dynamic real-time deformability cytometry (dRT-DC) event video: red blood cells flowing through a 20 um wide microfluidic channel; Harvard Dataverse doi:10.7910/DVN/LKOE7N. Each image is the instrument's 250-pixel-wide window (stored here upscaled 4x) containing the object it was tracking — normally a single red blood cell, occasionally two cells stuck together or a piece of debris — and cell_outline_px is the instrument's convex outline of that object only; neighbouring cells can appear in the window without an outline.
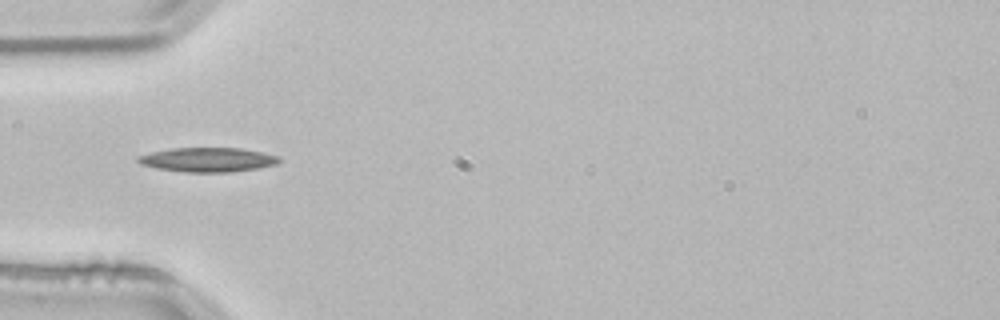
{"species": "common noctule bat (a hibernating species)", "species_latin": "Nyctalus noctula", "temperature_condition": "room temperature", "stored_images_in_passage": 22, "camera_frame_rate_fps": 3000, "um_per_image_px": 0.085, "animal": {"sex": "male", "body_mass_g": 21.5, "forearm_length_mm": 52.0}, "frame": {"image": 1, "passage_image": 1, "time_ms": 0.0, "image_size_px": [1000, 320], "cell_outline_px": [[280, 160], [276, 164], [256, 168], [232, 172], [184, 172], [156, 168], [140, 164], [136, 160], [136, 156], [152, 152], [172, 148], [240, 148], [280, 156]], "centroid_in_image_um": [17.62, 13.58], "position_along_channel_um": 67.4, "area_um2": 19.94}}
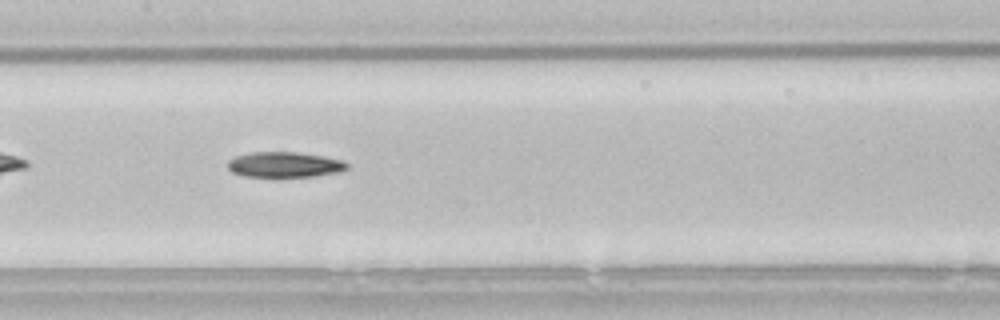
{"frame": {"image": 2, "passage_image": 10, "time_ms": 3.0, "image_size_px": [1000, 320], "cell_outline_px": [[348, 168], [340, 172], [312, 176], [244, 176], [232, 172], [228, 168], [228, 160], [236, 156], [252, 152], [296, 152], [324, 156], [344, 160], [348, 164]], "centroid_in_image_um": [24.21, 13.98], "position_along_channel_um": 183.2, "area_um2": 17.57}}
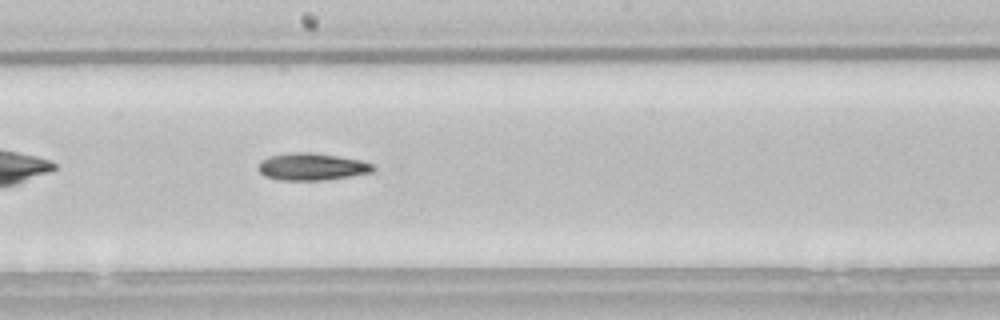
{"frame": {"image": 3, "passage_image": 13, "time_ms": 4.0, "image_size_px": [1000, 320], "cell_outline_px": [[376, 168], [372, 172], [324, 180], [280, 180], [264, 176], [260, 172], [260, 160], [268, 156], [288, 152], [312, 152], [360, 160], [372, 164]], "centroid_in_image_um": [26.48, 14.16], "position_along_channel_um": 221.7, "area_um2": 18.09}}